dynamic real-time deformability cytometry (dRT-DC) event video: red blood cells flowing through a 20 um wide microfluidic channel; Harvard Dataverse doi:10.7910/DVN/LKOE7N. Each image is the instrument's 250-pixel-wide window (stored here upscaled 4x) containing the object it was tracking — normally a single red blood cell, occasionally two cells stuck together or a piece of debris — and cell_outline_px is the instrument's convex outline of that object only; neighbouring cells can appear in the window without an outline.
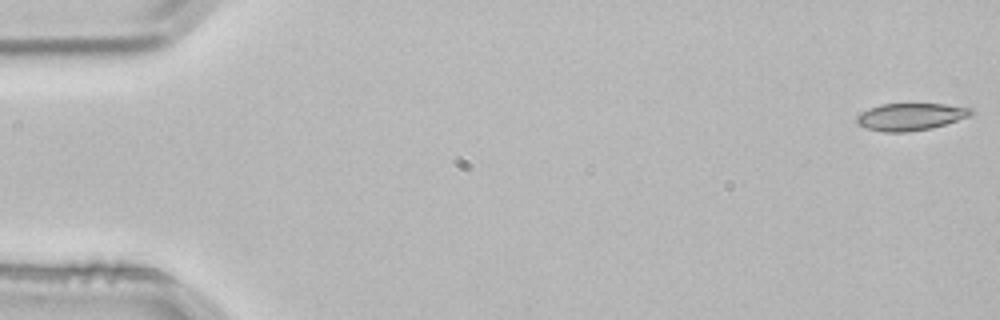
{"species": "common noctule bat (a hibernating species)", "species_latin": "Nyctalus noctula", "temperature_condition": "room temperature", "stored_images_in_passage": 2, "segment_of_instrument_passage": [2, 2], "camera_frame_rate_fps": 3000, "um_per_image_px": 0.085, "animal": {"sex": "male", "body_mass_g": 21.5, "forearm_length_mm": 52.0}, "frame": {"image": 1, "passage_image": 2, "time_ms": 0.333, "image_size_px": [1000, 320], "cell_outline_px": [[972, 112], [968, 116], [932, 128], [908, 132], [884, 132], [864, 128], [856, 124], [856, 116], [868, 108], [880, 104], [944, 104], [972, 108]], "centroid_in_image_um": [77.31, 9.93], "position_along_channel_um": 7.7, "area_um2": 18.09}}